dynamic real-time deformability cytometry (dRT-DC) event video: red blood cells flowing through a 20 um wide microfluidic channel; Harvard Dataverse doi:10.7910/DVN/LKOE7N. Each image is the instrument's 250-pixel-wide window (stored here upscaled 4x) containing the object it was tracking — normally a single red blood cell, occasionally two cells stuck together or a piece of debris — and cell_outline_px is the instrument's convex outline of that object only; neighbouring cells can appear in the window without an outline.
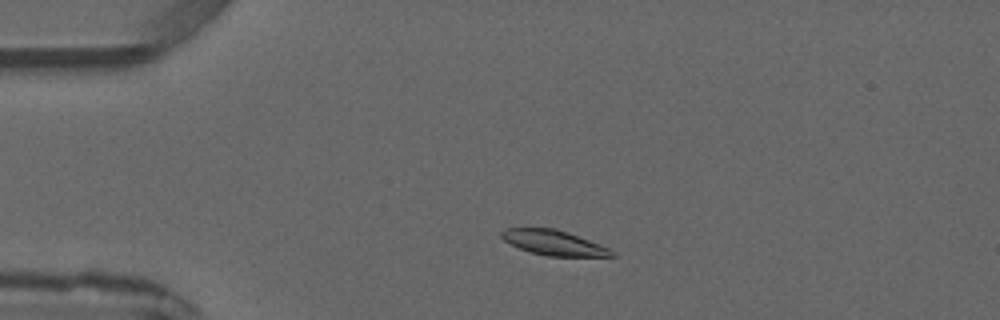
{"species": "common noctule bat (a hibernating species)", "species_latin": "Nyctalus noctula", "temperature_condition": "warm", "stored_images_in_passage": 3, "camera_frame_rate_fps": 3000, "um_per_image_px": 0.085, "animal": {"sex": "male", "forearm_length_mm": 52.5}, "frame": {"image": 1, "passage_image": 2, "time_ms": 1.333, "image_size_px": [1000, 320], "cell_outline_px": [[616, 256], [548, 256], [528, 252], [504, 240], [500, 236], [500, 232], [508, 228], [556, 228], [568, 232], [600, 244], [616, 252]], "centroid_in_image_um": [47.08, 20.63], "position_along_channel_um": 37.9, "area_um2": 16.01}}